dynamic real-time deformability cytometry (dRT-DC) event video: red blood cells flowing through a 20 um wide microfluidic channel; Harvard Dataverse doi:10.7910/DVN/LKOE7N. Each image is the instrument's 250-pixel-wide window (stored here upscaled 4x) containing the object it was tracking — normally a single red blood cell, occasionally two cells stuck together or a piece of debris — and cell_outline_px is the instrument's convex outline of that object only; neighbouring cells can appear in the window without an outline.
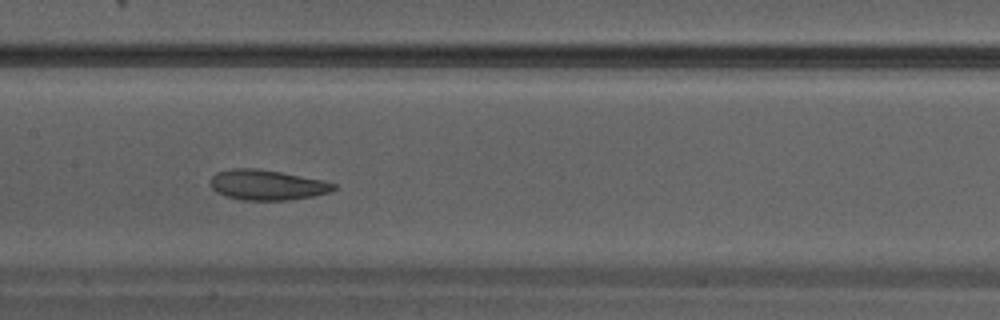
{"species": "Egyptian fruit bat (a non-hibernating species)", "species_latin": "Rousettus aegyptiacus", "temperature_condition": "warm", "stored_images_in_passage": 32, "camera_frame_rate_fps": 3000, "um_per_image_px": 0.085, "animal": {"sex": "male"}, "frame": {"image": 1, "passage_image": 14, "time_ms": 4.333, "image_size_px": [1000, 320], "cell_outline_px": [[336, 188], [332, 192], [312, 196], [288, 200], [240, 200], [224, 196], [216, 192], [212, 188], [208, 180], [216, 172], [232, 168], [256, 168], [280, 172], [324, 180], [336, 184]], "centroid_in_image_um": [22.67, 15.72], "position_along_channel_um": 184.7, "area_um2": 21.96}}